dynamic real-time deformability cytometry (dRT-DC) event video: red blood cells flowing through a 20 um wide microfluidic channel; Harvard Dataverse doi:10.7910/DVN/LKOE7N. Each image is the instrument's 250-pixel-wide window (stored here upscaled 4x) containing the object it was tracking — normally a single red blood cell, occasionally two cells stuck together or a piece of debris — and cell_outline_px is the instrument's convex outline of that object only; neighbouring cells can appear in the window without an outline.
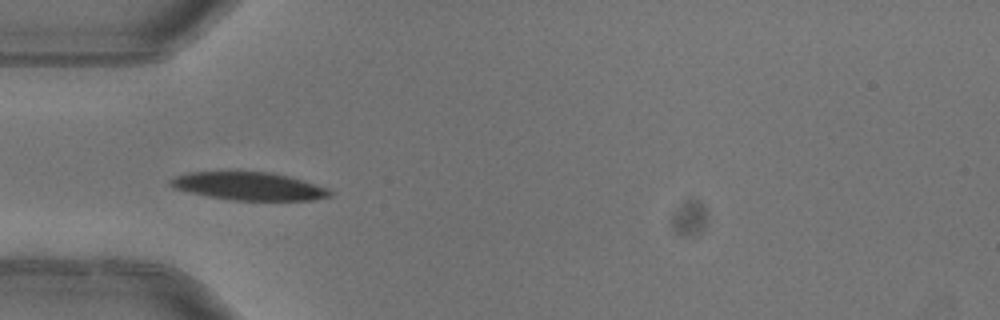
{"species": "common noctule bat (a hibernating species)", "species_latin": "Nyctalus noctula", "temperature_condition": "warm", "stored_images_in_passage": 7, "camera_frame_rate_fps": 3000, "um_per_image_px": 0.085, "animal": {"sex": "female"}, "frame": {"image": 1, "passage_image": 4, "time_ms": 1.0, "image_size_px": [1000, 320], "cell_outline_px": [[336, 192], [332, 196], [312, 200], [232, 200], [208, 196], [176, 188], [168, 184], [168, 180], [176, 176], [188, 172], [236, 168], [268, 172], [288, 176], [304, 180], [328, 188]], "centroid_in_image_um": [21.15, 15.77], "position_along_channel_um": 63.8, "area_um2": 27.05}}